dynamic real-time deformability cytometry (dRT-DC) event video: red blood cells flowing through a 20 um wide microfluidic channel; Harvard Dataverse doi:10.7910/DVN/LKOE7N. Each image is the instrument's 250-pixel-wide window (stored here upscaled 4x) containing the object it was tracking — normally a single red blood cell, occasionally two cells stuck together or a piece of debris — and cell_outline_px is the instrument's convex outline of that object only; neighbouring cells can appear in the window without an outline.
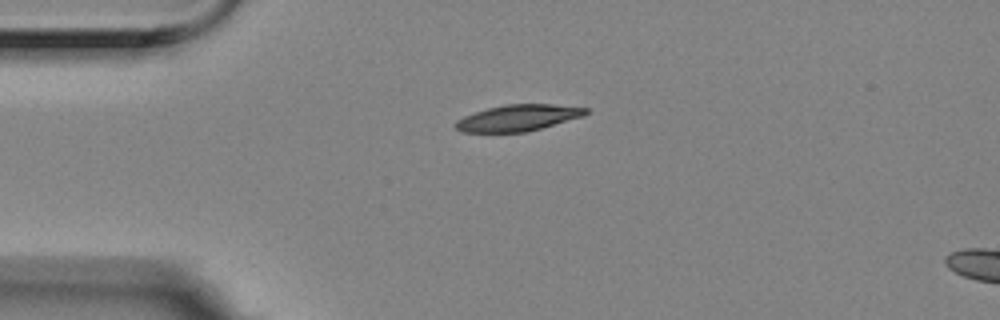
{"species": "Egyptian fruit bat (a non-hibernating species)", "species_latin": "Rousettus aegyptiacus", "temperature_condition": "room temperature", "stored_images_in_passage": 3, "segment_of_instrument_passage": [1, 2], "camera_frame_rate_fps": 3000, "um_per_image_px": 0.085, "animal": {"sex": "female"}, "frame": {"image": 1, "passage_image": 1, "time_ms": 0.0, "image_size_px": [1000, 320], "cell_outline_px": [[588, 112], [584, 116], [540, 128], [524, 132], [460, 132], [452, 124], [456, 120], [464, 116], [488, 108], [504, 104], [552, 104], [588, 108]], "centroid_in_image_um": [44.0, 10.01], "position_along_channel_um": 41.0, "area_um2": 19.88}}